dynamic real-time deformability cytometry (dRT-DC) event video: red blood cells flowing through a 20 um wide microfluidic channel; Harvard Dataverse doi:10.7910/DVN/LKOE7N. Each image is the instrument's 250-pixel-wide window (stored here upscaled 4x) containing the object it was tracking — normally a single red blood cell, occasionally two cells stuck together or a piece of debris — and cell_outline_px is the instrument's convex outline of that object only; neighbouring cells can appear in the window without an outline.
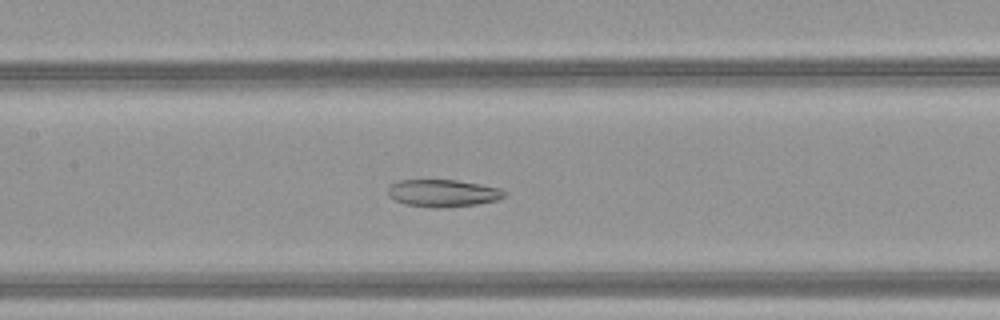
{"species": "common noctule bat (a hibernating species)", "species_latin": "Nyctalus noctula", "temperature_condition": "warm", "stored_images_in_passage": 51, "camera_frame_rate_fps": 3000, "um_per_image_px": 0.085, "animal": {"sex": "female", "body_mass_g": 21.9}, "frame": {"image": 1, "passage_image": 26, "time_ms": 8.333, "image_size_px": [1000, 320], "cell_outline_px": [[504, 196], [496, 200], [476, 204], [440, 208], [432, 208], [404, 204], [388, 196], [388, 188], [392, 184], [400, 180], [456, 180], [480, 184], [500, 188], [504, 192]], "centroid_in_image_um": [37.61, 16.42], "position_along_channel_um": 169.8, "area_um2": 18.38}}
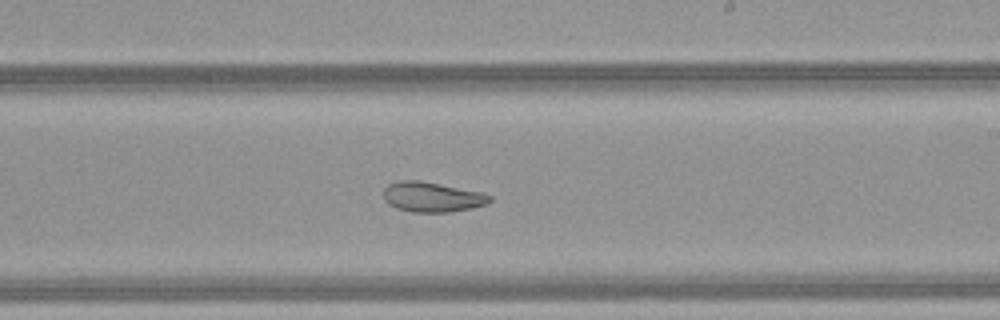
{"frame": {"image": 2, "passage_image": 32, "time_ms": 10.333, "image_size_px": [1000, 320], "cell_outline_px": [[492, 200], [488, 204], [472, 208], [448, 212], [412, 212], [396, 208], [388, 204], [384, 200], [384, 188], [388, 184], [400, 180], [420, 180], [480, 192], [492, 196]], "centroid_in_image_um": [36.71, 16.75], "position_along_channel_um": 252.3, "area_um2": 18.61}}
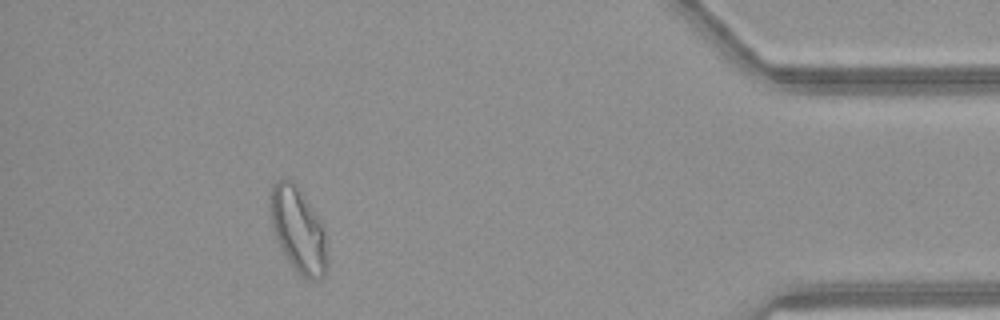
{"frame": {"image": 3, "passage_image": 47, "time_ms": 15.333, "image_size_px": [1000, 320], "cell_outline_px": [[328, 268], [324, 276], [316, 280], [304, 280], [296, 272], [276, 240], [272, 228], [272, 184], [280, 176], [296, 180], [320, 220], [324, 228], [328, 256]], "centroid_in_image_um": [25.39, 19.54], "position_along_channel_um": 409.8, "area_um2": 28.78}, "authors_computed_cell_mechanics": {"area_um2": 26.0678, "velocity_mm_per_s": 4.1385, "shape_relaxation_time_tau1_ms": null, "shape_relaxation_time_tau2_ms": 4.6024, "deformation_change_tau1": null, "deformation_change_tau2": 0.1026}}